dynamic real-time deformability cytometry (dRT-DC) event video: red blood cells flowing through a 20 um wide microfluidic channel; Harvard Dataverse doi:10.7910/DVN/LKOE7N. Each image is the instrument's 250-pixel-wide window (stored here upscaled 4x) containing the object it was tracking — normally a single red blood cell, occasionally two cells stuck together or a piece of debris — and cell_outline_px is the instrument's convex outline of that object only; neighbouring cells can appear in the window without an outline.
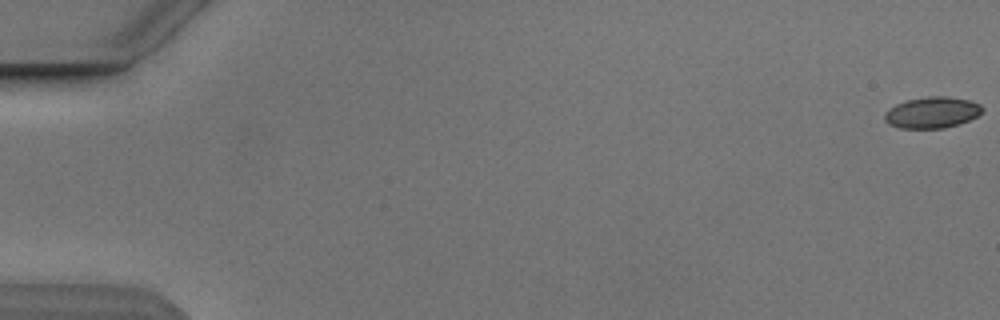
{"species": "Egyptian fruit bat (a non-hibernating species)", "species_latin": "Rousettus aegyptiacus", "temperature_condition": "cold", "stored_images_in_passage": 6, "camera_frame_rate_fps": 3000, "um_per_image_px": 0.085, "animal": {"sex": "male"}, "frame": {"image": 1, "passage_image": 1, "time_ms": 0.0, "image_size_px": [1000, 320], "cell_outline_px": [[984, 108], [976, 116], [968, 120], [944, 128], [900, 128], [888, 124], [884, 120], [884, 112], [888, 108], [896, 104], [908, 100], [928, 96], [948, 96], [968, 100], [980, 104]], "centroid_in_image_um": [79.18, 9.56], "position_along_channel_um": 5.8, "area_um2": 17.69}}
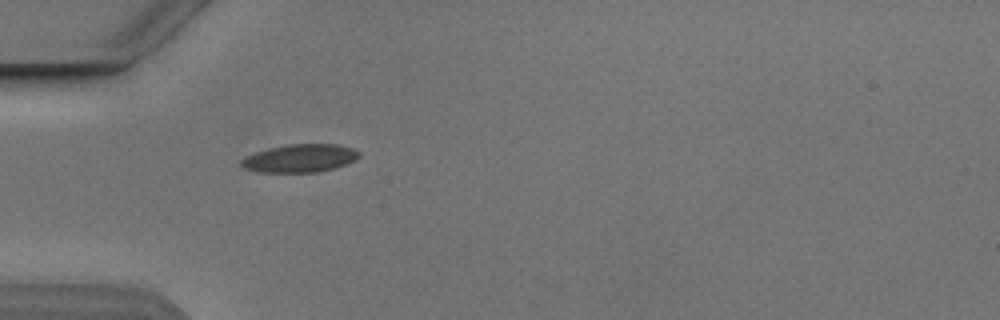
{"frame": {"image": 2, "passage_image": 5, "time_ms": 5.667, "image_size_px": [1000, 320], "cell_outline_px": [[360, 156], [356, 160], [332, 168], [316, 172], [260, 172], [244, 168], [240, 164], [240, 160], [244, 156], [268, 148], [288, 144], [336, 144], [352, 148], [360, 152]], "centroid_in_image_um": [25.47, 13.44], "position_along_channel_um": 59.5, "area_um2": 19.19}}
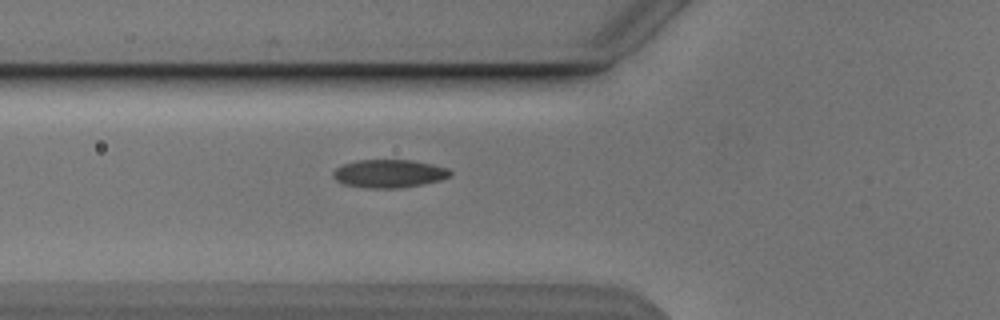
{"frame": {"image": 3, "passage_image": 6, "time_ms": 6.667, "image_size_px": [1000, 320], "cell_outline_px": [[452, 176], [440, 180], [400, 188], [372, 188], [344, 184], [336, 180], [332, 176], [332, 172], [336, 168], [344, 164], [356, 160], [412, 160], [432, 164], [448, 168], [452, 172]], "centroid_in_image_um": [33.08, 14.75], "position_along_channel_um": 92.7, "area_um2": 19.13}}